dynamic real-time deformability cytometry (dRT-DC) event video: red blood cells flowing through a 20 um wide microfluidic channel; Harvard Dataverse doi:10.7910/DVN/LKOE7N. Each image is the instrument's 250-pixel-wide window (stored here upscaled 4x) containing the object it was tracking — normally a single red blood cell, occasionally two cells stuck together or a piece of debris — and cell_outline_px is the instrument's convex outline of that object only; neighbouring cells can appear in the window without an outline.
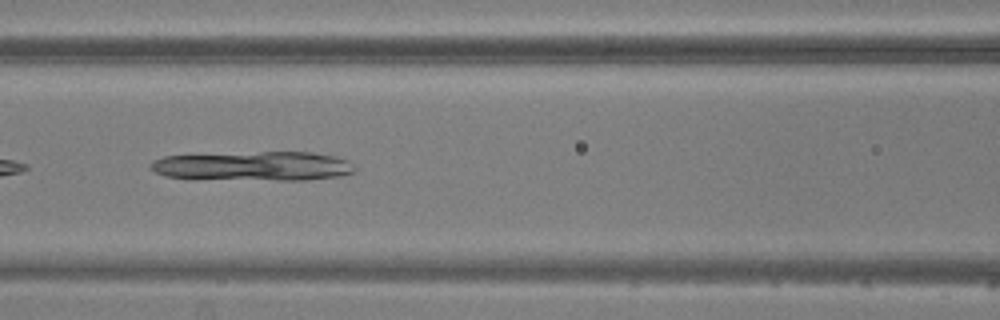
{"species": "common noctule bat (a hibernating species)", "species_latin": "Nyctalus noctula", "temperature_condition": "warm", "stored_images_in_passage": 7, "camera_frame_rate_fps": 3000, "um_per_image_px": 0.085, "animal": {"sex": "male", "body_mass_g": 20.5, "forearm_length_mm": 52.5}, "frame": {"image": 1, "passage_image": 6, "time_ms": 6.0, "image_size_px": [1000, 320], "cell_outline_px": [[356, 168], [352, 172], [340, 176], [308, 180], [276, 180], [164, 176], [148, 168], [148, 164], [152, 160], [164, 156], [260, 152], [312, 152], [332, 156], [348, 160]], "centroid_in_image_um": [21.57, 14.11], "position_along_channel_um": 145.0, "area_um2": 34.39}}
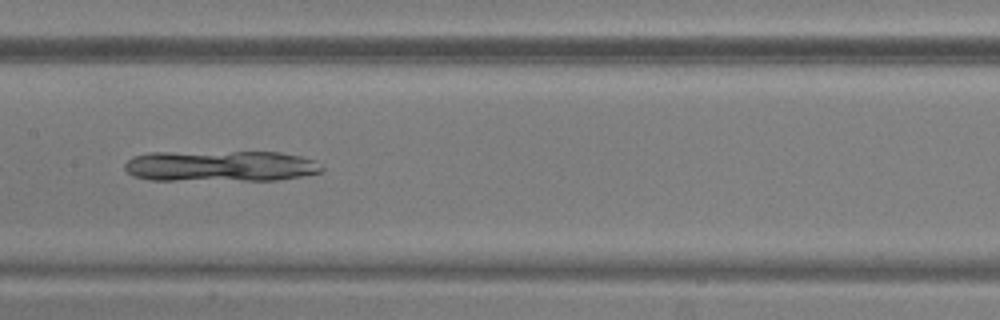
{"frame": {"image": 2, "passage_image": 7, "time_ms": 7.0, "image_size_px": [1000, 320], "cell_outline_px": [[324, 172], [280, 180], [148, 180], [132, 176], [124, 168], [124, 164], [132, 156], [152, 152], [280, 152], [300, 156], [312, 160], [324, 168]], "centroid_in_image_um": [18.72, 14.12], "position_along_channel_um": 188.7, "area_um2": 35.89}}